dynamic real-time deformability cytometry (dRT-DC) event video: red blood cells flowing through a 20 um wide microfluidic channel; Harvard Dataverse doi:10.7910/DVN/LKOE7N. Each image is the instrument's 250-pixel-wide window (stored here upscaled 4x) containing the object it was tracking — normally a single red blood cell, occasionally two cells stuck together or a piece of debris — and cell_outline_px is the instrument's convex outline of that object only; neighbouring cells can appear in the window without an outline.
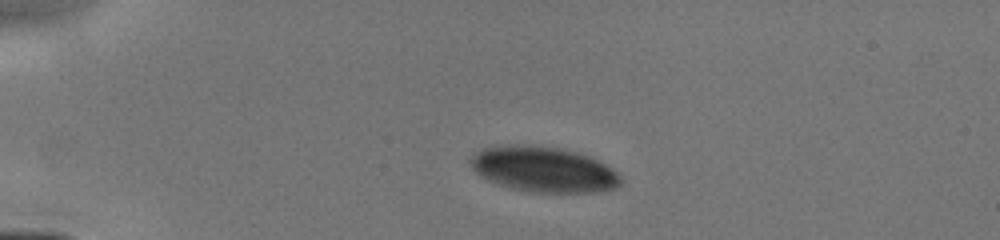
{"species": "human", "species_latin": "Homo sapiens", "temperature_condition": "cold", "stored_images_in_passage": 10, "camera_frame_rate_fps": 3000, "um_per_image_px": 0.085, "donor": {"sex": "male"}, "frame": {"image": 1, "passage_image": 4, "time_ms": 2.0, "image_size_px": [1000, 240], "cell_outline_px": [[624, 180], [616, 188], [600, 192], [528, 192], [512, 188], [488, 180], [480, 176], [468, 164], [468, 160], [472, 152], [484, 148], [556, 148], [588, 156], [612, 168]], "centroid_in_image_um": [46.22, 14.46], "position_along_channel_um": 38.8, "area_um2": 38.55}}
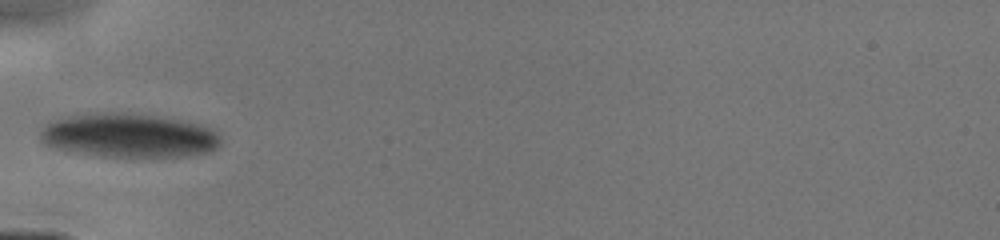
{"frame": {"image": 2, "passage_image": 7, "time_ms": 4.0, "image_size_px": [1000, 240], "cell_outline_px": [[220, 144], [216, 148], [208, 152], [192, 156], [100, 156], [60, 148], [48, 144], [40, 136], [40, 132], [48, 124], [56, 120], [68, 116], [148, 116], [180, 120], [212, 128], [220, 136]], "centroid_in_image_um": [11.08, 11.58], "position_along_channel_um": 73.9, "area_um2": 43.75}}
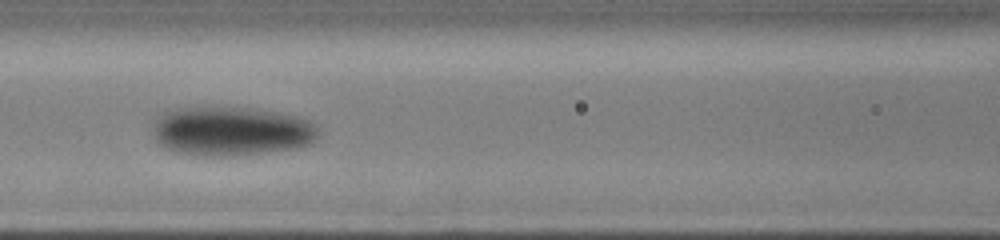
{"frame": {"image": 3, "passage_image": 9, "time_ms": 5.667, "image_size_px": [1000, 240], "cell_outline_px": [[320, 136], [312, 144], [292, 148], [264, 152], [232, 156], [204, 156], [172, 152], [164, 148], [156, 140], [156, 120], [164, 112], [176, 108], [204, 104], [256, 108], [280, 112], [296, 116], [308, 120], [316, 124]], "centroid_in_image_um": [19.68, 11.11], "position_along_channel_um": 146.9, "area_um2": 48.49}}